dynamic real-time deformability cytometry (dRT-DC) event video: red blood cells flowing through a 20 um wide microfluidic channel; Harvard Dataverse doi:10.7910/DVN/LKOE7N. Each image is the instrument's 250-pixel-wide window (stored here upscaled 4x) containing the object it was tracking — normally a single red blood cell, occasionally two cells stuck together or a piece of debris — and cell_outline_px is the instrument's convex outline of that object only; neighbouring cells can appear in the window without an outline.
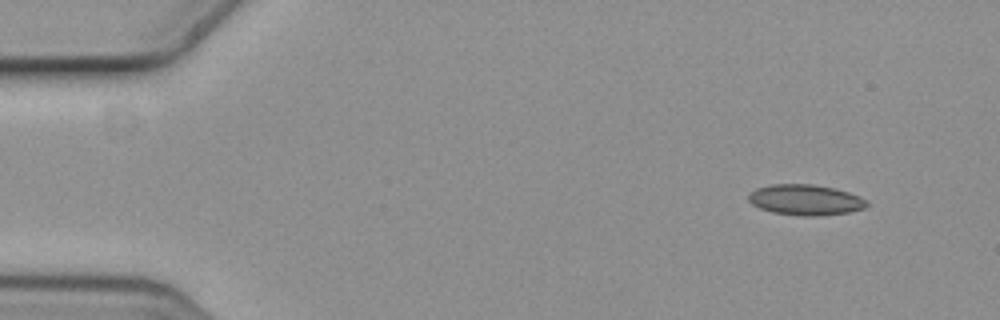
{"species": "common noctule bat (a hibernating species)", "species_latin": "Nyctalus noctula", "temperature_condition": "cold", "stored_images_in_passage": 5, "camera_frame_rate_fps": 3000, "um_per_image_px": 0.085, "animal": {"sex": "female", "body_mass_g": 19.3, "forearm_length_mm": 54.1}, "frame": {"image": 1, "passage_image": 1, "time_ms": 0.0, "image_size_px": [1000, 320], "cell_outline_px": [[868, 204], [864, 208], [848, 212], [816, 216], [804, 216], [772, 212], [760, 208], [752, 204], [748, 200], [748, 196], [756, 188], [772, 184], [812, 184], [832, 188], [848, 192], [860, 196], [868, 200]], "centroid_in_image_um": [68.46, 16.99], "position_along_channel_um": 16.5, "area_um2": 20.98}}
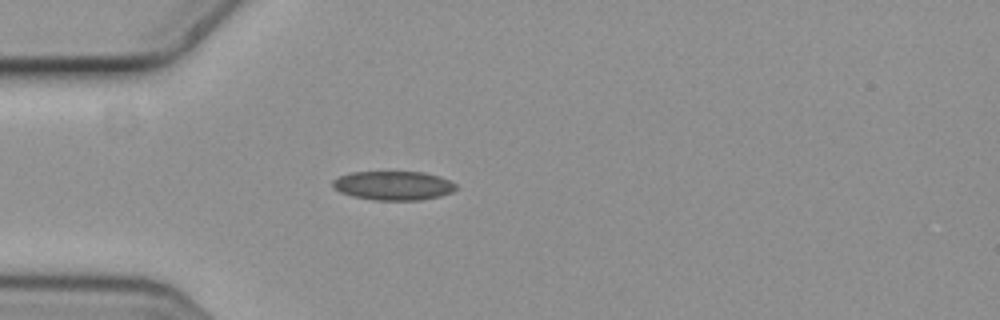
{"frame": {"image": 2, "passage_image": 4, "time_ms": 1.0, "image_size_px": [1000, 320], "cell_outline_px": [[456, 188], [452, 192], [440, 196], [420, 200], [372, 200], [352, 196], [340, 192], [332, 188], [332, 180], [340, 176], [352, 172], [424, 172], [440, 176], [456, 184]], "centroid_in_image_um": [33.41, 15.78], "position_along_channel_um": 51.6, "area_um2": 20.92}}